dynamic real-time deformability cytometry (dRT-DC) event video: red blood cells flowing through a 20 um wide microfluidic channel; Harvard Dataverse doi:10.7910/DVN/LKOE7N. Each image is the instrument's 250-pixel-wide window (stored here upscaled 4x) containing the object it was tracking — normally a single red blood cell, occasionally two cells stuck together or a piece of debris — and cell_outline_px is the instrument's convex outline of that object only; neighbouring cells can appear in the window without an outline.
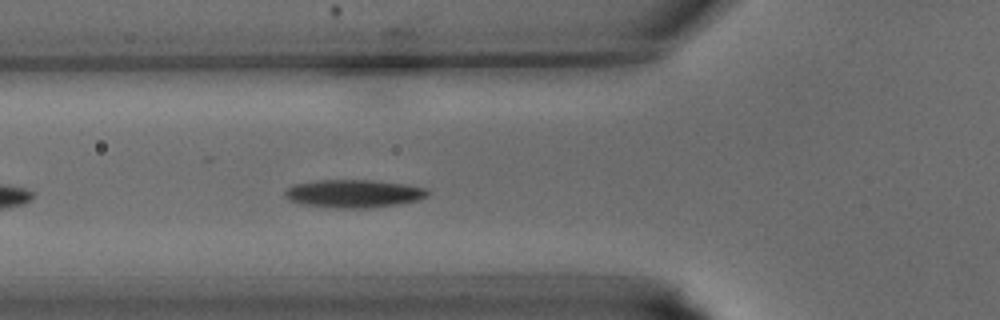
{"species": "common noctule bat (a hibernating species)", "species_latin": "Nyctalus noctula", "temperature_condition": "warm", "stored_images_in_passage": 12, "camera_frame_rate_fps": 3000, "um_per_image_px": 0.085, "animal": {"sex": "male", "body_mass_g": 15.6}, "frame": {"image": 1, "passage_image": 3, "time_ms": 0.667, "image_size_px": [1000, 320], "cell_outline_px": [[432, 192], [428, 196], [420, 200], [396, 204], [368, 208], [340, 208], [300, 204], [288, 200], [284, 196], [284, 192], [292, 184], [320, 180], [376, 180], [404, 184], [428, 188]], "centroid_in_image_um": [30.09, 16.45], "position_along_channel_um": 95.7, "area_um2": 23.52}}
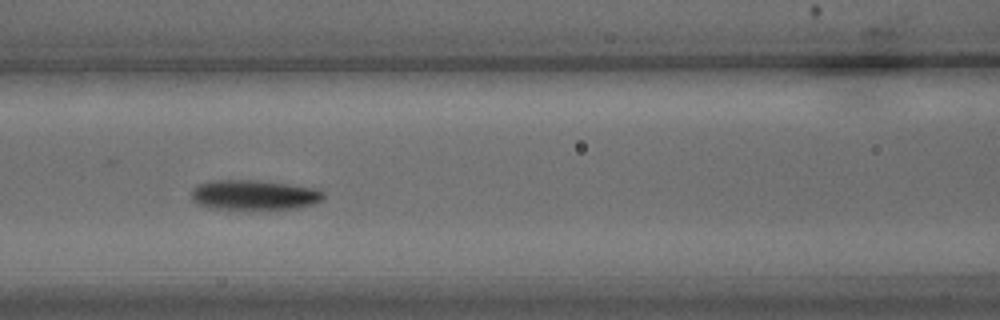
{"frame": {"image": 2, "passage_image": 6, "time_ms": 1.667, "image_size_px": [1000, 320], "cell_outline_px": [[324, 196], [320, 200], [312, 204], [296, 208], [212, 208], [196, 204], [192, 200], [192, 188], [196, 184], [212, 180], [256, 180], [316, 188], [324, 192]], "centroid_in_image_um": [21.54, 16.55], "position_along_channel_um": 145.1, "area_um2": 22.72}}
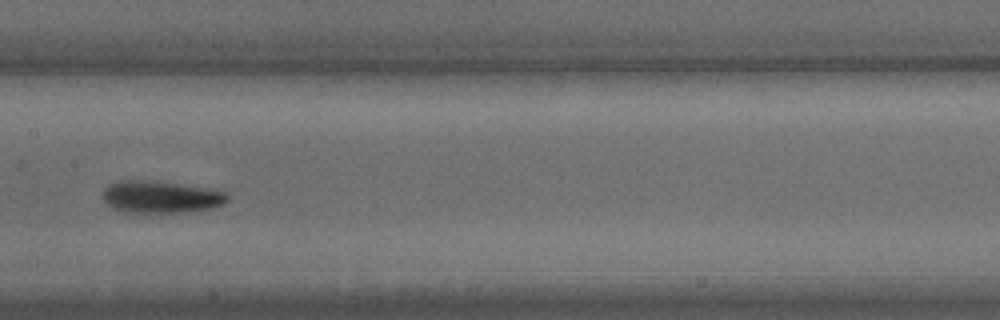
{"frame": {"image": 3, "passage_image": 9, "time_ms": 2.667, "image_size_px": [1000, 320], "cell_outline_px": [[228, 200], [224, 204], [212, 208], [180, 212], [120, 212], [112, 208], [104, 200], [104, 188], [120, 180], [136, 180], [176, 184], [228, 192]], "centroid_in_image_um": [13.66, 16.76], "position_along_channel_um": 193.7, "area_um2": 22.77}}